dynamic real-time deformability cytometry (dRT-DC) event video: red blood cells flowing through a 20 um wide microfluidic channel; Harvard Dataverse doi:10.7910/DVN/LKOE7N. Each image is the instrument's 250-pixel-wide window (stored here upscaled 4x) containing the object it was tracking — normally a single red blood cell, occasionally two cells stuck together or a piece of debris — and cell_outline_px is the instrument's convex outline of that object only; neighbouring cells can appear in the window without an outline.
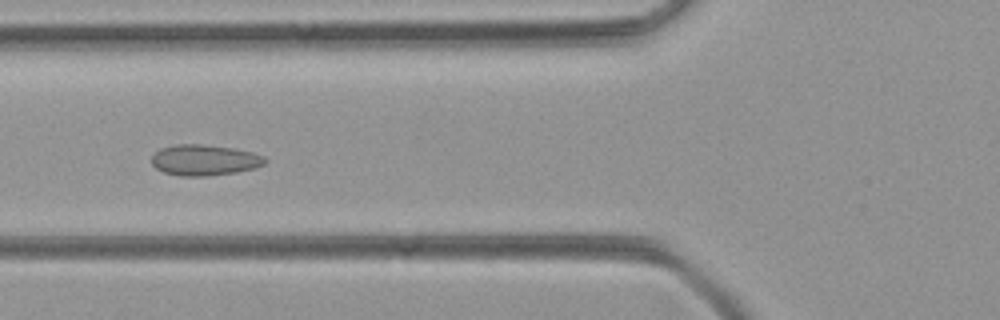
{"species": "common noctule bat (a hibernating species)", "species_latin": "Nyctalus noctula", "temperature_condition": "room temperature", "stored_images_in_passage": 49, "camera_frame_rate_fps": 3000, "um_per_image_px": 0.085, "animal": {"sex": "female", "body_mass_g": 21.9}, "frame": {"image": 1, "passage_image": 18, "time_ms": 5.667, "image_size_px": [1000, 320], "cell_outline_px": [[268, 160], [264, 164], [256, 168], [236, 172], [208, 176], [180, 176], [164, 172], [156, 168], [152, 164], [152, 156], [160, 148], [172, 144], [200, 144], [232, 148], [252, 152], [264, 156]], "centroid_in_image_um": [17.38, 13.6], "position_along_channel_um": 108.4, "area_um2": 20.46}}
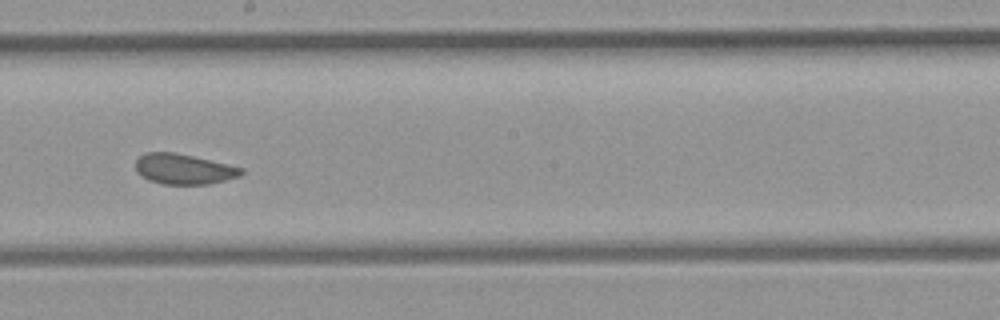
{"frame": {"image": 2, "passage_image": 27, "time_ms": 8.667, "image_size_px": [1000, 320], "cell_outline_px": [[244, 172], [240, 176], [208, 184], [164, 184], [148, 180], [136, 172], [136, 160], [140, 156], [148, 152], [172, 152], [192, 156], [228, 164], [244, 168]], "centroid_in_image_um": [15.62, 14.37], "position_along_channel_um": 232.6, "area_um2": 18.55}}
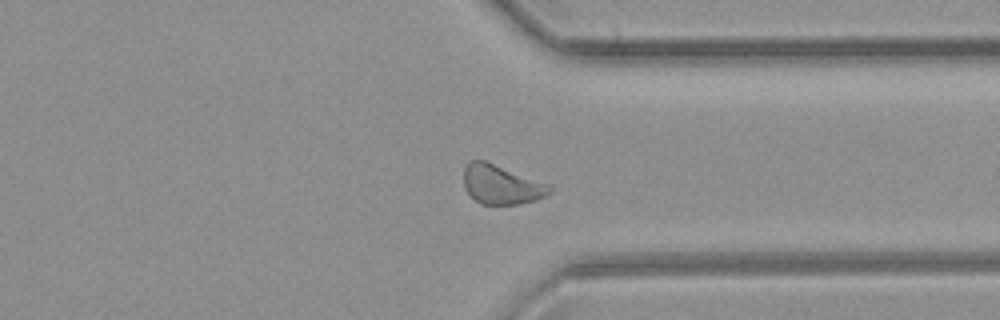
{"frame": {"image": 3, "passage_image": 37, "time_ms": 12.0, "image_size_px": [1000, 320], "cell_outline_px": [[552, 192], [536, 200], [516, 204], [480, 204], [464, 188], [464, 168], [472, 160], [484, 160], [552, 184]], "centroid_in_image_um": [42.66, 15.68], "position_along_channel_um": 368.7, "area_um2": 19.71}}